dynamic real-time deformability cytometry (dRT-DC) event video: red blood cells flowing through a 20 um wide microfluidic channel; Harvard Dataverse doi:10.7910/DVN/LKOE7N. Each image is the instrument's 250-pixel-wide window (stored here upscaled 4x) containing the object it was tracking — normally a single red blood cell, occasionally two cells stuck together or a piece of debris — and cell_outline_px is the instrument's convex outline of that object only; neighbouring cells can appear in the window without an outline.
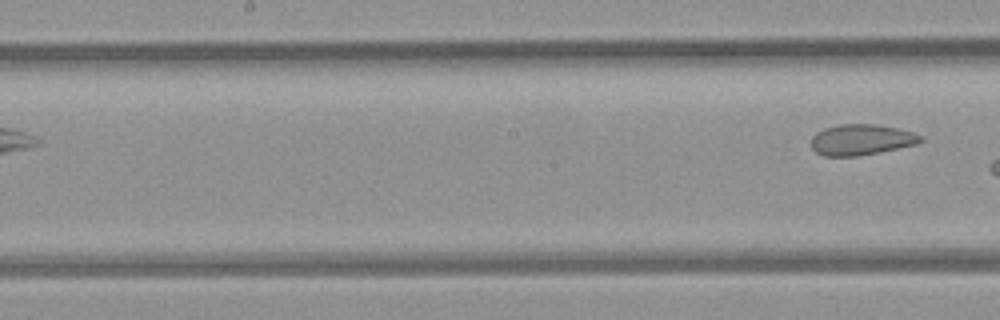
{"species": "common noctule bat (a hibernating species)", "species_latin": "Nyctalus noctula", "temperature_condition": "room temperature", "stored_images_in_passage": 8, "camera_frame_rate_fps": 3000, "um_per_image_px": 0.085, "animal": {"sex": "female", "body_mass_g": 21.9}, "frame": {"image": 1, "passage_image": 8, "time_ms": 2.333, "image_size_px": [1000, 320], "cell_outline_px": [[924, 140], [916, 144], [880, 152], [856, 156], [824, 156], [816, 152], [812, 148], [812, 136], [816, 132], [824, 128], [840, 124], [876, 124], [896, 128], [912, 132], [920, 136]], "centroid_in_image_um": [73.18, 11.87], "position_along_channel_um": 175.0, "area_um2": 19.54}}